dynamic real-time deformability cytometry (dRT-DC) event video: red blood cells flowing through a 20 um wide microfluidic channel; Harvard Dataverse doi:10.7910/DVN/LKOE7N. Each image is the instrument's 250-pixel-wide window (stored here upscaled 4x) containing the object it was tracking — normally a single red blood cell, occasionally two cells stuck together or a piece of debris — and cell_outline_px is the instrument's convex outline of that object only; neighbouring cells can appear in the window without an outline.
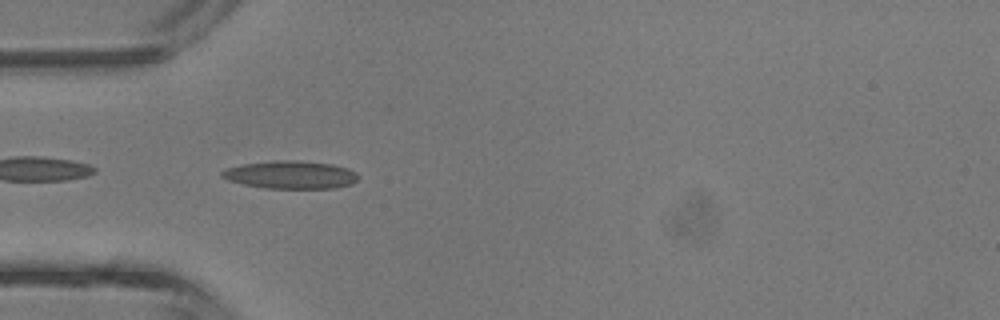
{"species": "common noctule bat (a hibernating species)", "species_latin": "Nyctalus noctula", "temperature_condition": "room temperature", "stored_images_in_passage": 43, "camera_frame_rate_fps": 3000, "um_per_image_px": 0.085, "animal": {"sex": "male", "body_mass_g": 13.3}, "frame": {"image": 1, "passage_image": 13, "time_ms": 4.0, "image_size_px": [1000, 320], "cell_outline_px": [[360, 176], [352, 184], [336, 188], [264, 188], [244, 184], [228, 180], [220, 176], [220, 172], [224, 168], [244, 164], [272, 160], [300, 160], [332, 164], [348, 168], [356, 172]], "centroid_in_image_um": [24.71, 14.85], "position_along_channel_um": 60.3, "area_um2": 22.37}}
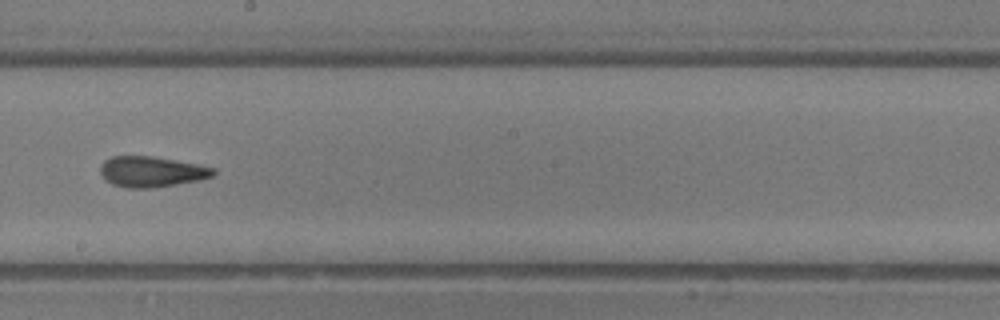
{"frame": {"image": 2, "passage_image": 24, "time_ms": 7.667, "image_size_px": [1000, 320], "cell_outline_px": [[216, 172], [212, 176], [200, 180], [152, 188], [124, 188], [112, 184], [104, 180], [100, 172], [100, 164], [104, 160], [112, 156], [152, 156], [200, 164], [216, 168]], "centroid_in_image_um": [12.87, 14.59], "position_along_channel_um": 235.3, "area_um2": 20.46}}
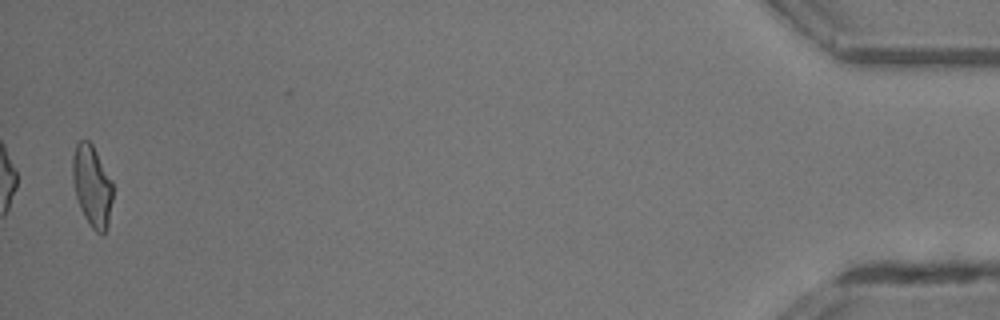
{"frame": {"image": 3, "passage_image": 42, "time_ms": 13.667, "image_size_px": [1000, 320], "cell_outline_px": [[112, 200], [108, 224], [104, 236], [100, 236], [88, 224], [80, 208], [76, 196], [72, 180], [72, 156], [76, 144], [80, 140], [88, 140], [92, 144], [112, 180]], "centroid_in_image_um": [7.82, 15.83], "position_along_channel_um": 427.4, "area_um2": 19.25}, "authors_computed_cell_mechanics": {"area_um2": 19.8254, "velocity_mm_per_s": 4.8095, "shape_relaxation_time_tau1_ms": null, "shape_relaxation_time_tau2_ms": 2.7167, "deformation_change_tau1": null, "deformation_change_tau2": 0.1321}}